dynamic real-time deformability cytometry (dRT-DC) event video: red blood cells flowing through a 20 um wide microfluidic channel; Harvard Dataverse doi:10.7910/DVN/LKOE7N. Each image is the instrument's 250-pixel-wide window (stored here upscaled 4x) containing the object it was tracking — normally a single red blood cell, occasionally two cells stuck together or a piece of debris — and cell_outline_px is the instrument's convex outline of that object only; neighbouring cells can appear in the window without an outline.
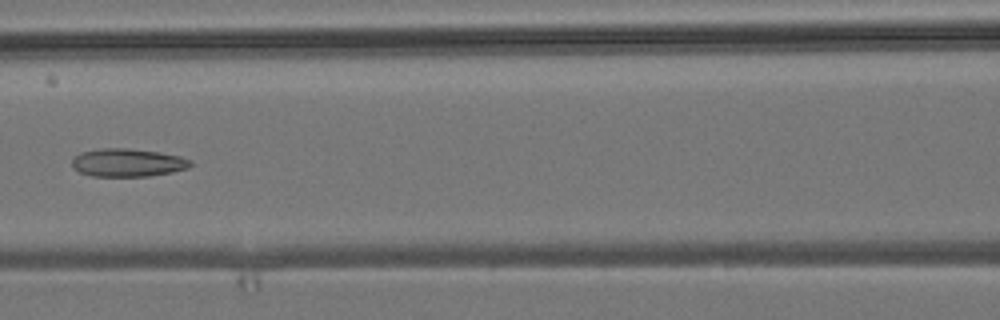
{"species": "common noctule bat (a hibernating species)", "species_latin": "Nyctalus noctula", "temperature_condition": "room temperature", "stored_images_in_passage": 10, "camera_frame_rate_fps": 3000, "um_per_image_px": 0.085, "animal": {"sex": "male", "body_mass_g": 19.2, "forearm_length_mm": 51.8}, "frame": {"image": 1, "passage_image": 7, "time_ms": 7.333, "image_size_px": [1000, 320], "cell_outline_px": [[192, 164], [188, 168], [172, 172], [148, 176], [92, 176], [80, 172], [72, 168], [72, 160], [80, 152], [100, 148], [128, 148], [160, 152], [180, 156], [192, 160]], "centroid_in_image_um": [10.85, 13.82], "position_along_channel_um": 155.7, "area_um2": 19.48}}
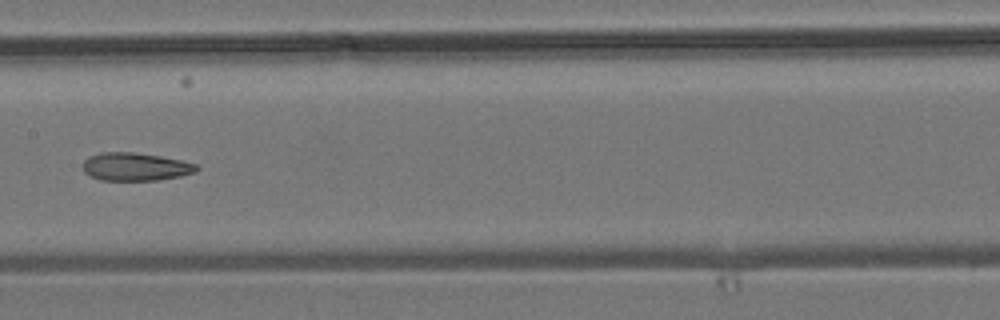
{"frame": {"image": 2, "passage_image": 8, "time_ms": 8.333, "image_size_px": [1000, 320], "cell_outline_px": [[200, 168], [196, 172], [180, 176], [156, 180], [100, 180], [84, 172], [84, 160], [88, 156], [100, 152], [132, 152], [160, 156], [180, 160], [196, 164]], "centroid_in_image_um": [11.51, 14.17], "position_along_channel_um": 195.9, "area_um2": 18.5}}
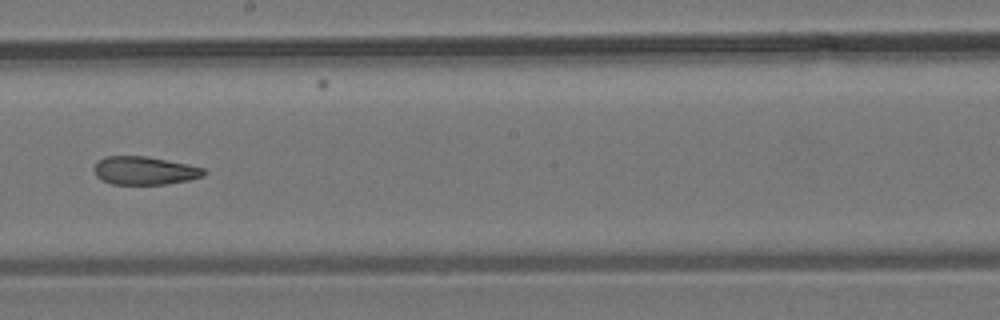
{"frame": {"image": 3, "passage_image": 9, "time_ms": 9.333, "image_size_px": [1000, 320], "cell_outline_px": [[208, 172], [204, 176], [188, 180], [164, 184], [112, 184], [96, 176], [92, 168], [104, 156], [148, 156], [188, 164], [204, 168]], "centroid_in_image_um": [12.31, 14.49], "position_along_channel_um": 235.9, "area_um2": 18.09}}